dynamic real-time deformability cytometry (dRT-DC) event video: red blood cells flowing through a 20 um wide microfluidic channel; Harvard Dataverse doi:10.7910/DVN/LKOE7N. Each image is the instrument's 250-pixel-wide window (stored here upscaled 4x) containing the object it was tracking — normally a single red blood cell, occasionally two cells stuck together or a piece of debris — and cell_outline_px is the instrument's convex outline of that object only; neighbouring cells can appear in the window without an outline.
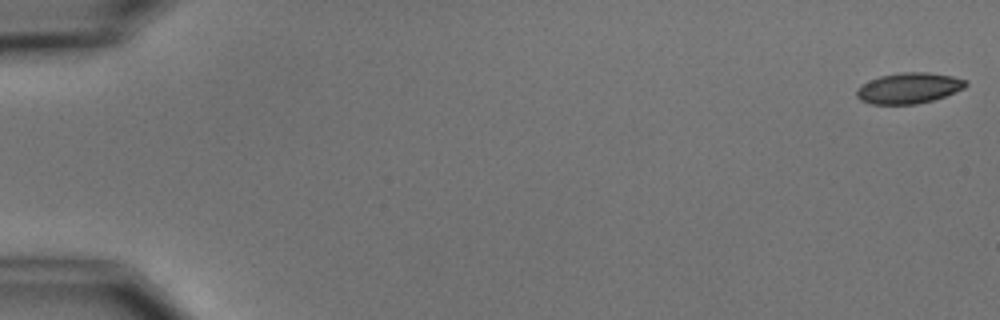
{"species": "common noctule bat (a hibernating species)", "species_latin": "Nyctalus noctula", "temperature_condition": "cold", "stored_images_in_passage": 5, "camera_frame_rate_fps": 3000, "um_per_image_px": 0.085, "animal": {"sex": "male", "body_mass_g": 15.6}, "frame": {"image": 1, "passage_image": 1, "time_ms": 0.0, "image_size_px": [1000, 320], "cell_outline_px": [[968, 84], [964, 88], [944, 96], [932, 100], [916, 104], [872, 104], [860, 100], [856, 96], [856, 88], [880, 76], [900, 72], [928, 72], [952, 76], [968, 80]], "centroid_in_image_um": [77.26, 7.48], "position_along_channel_um": 7.7, "area_um2": 19.48}}
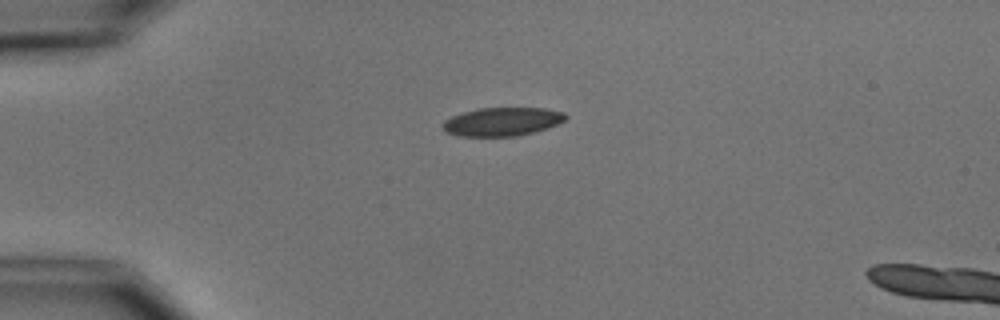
{"frame": {"image": 2, "passage_image": 4, "time_ms": 4.333, "image_size_px": [1000, 320], "cell_outline_px": [[568, 116], [564, 120], [548, 128], [516, 136], [456, 136], [444, 132], [440, 124], [444, 120], [452, 116], [476, 108], [544, 108], [564, 112]], "centroid_in_image_um": [42.63, 10.34], "position_along_channel_um": 42.4, "area_um2": 20.52}}